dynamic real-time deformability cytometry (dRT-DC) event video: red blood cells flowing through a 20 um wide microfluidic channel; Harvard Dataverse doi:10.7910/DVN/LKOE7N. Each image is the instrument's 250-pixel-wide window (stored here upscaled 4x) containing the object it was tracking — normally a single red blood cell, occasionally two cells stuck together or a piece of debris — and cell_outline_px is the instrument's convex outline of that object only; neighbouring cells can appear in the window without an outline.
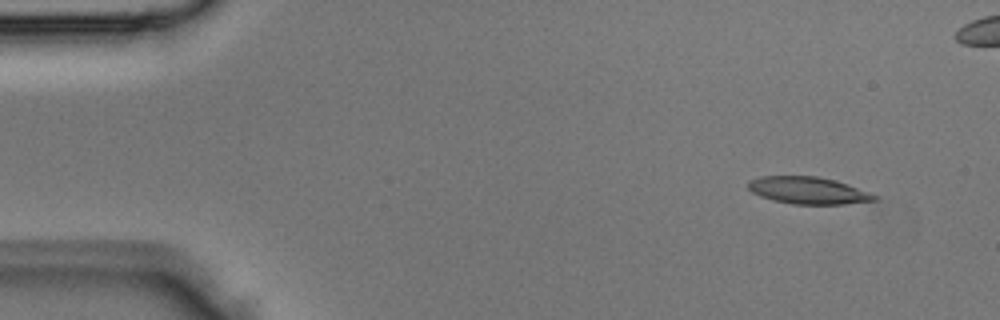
{"species": "Egyptian fruit bat (a non-hibernating species)", "species_latin": "Rousettus aegyptiacus", "temperature_condition": "room temperature", "stored_images_in_passage": 3, "camera_frame_rate_fps": 3000, "um_per_image_px": 0.085, "animal": {"sex": "male"}, "frame": {"image": 1, "passage_image": 1, "time_ms": 0.0, "image_size_px": [1000, 320], "cell_outline_px": [[880, 200], [844, 204], [792, 204], [772, 200], [760, 196], [752, 192], [748, 188], [748, 180], [760, 176], [816, 176], [836, 180], [880, 196]], "centroid_in_image_um": [68.71, 16.19], "position_along_channel_um": 16.3, "area_um2": 20.11}}